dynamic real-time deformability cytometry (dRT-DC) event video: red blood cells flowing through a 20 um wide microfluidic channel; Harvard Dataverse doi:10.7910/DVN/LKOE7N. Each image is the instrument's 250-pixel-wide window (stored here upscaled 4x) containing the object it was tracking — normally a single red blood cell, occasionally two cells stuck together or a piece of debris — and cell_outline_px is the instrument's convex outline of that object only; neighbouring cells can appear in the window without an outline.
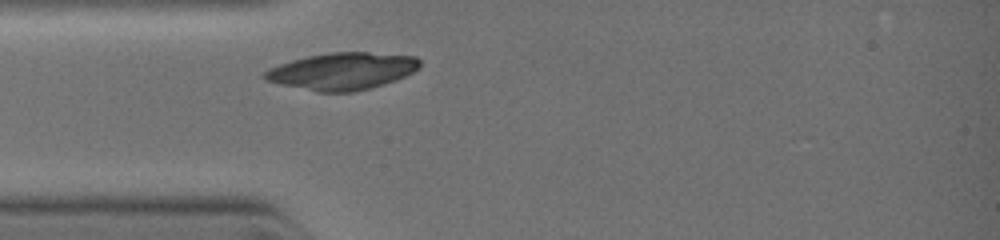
{"species": "common noctule bat (a hibernating species)", "species_latin": "Nyctalus noctula", "temperature_condition": "warm", "stored_images_in_passage": 1, "camera_frame_rate_fps": 3000, "um_per_image_px": 0.085, "animal": {"sex": "female", "body_mass_g": 19.0, "forearm_length_mm": 51.5}, "frame": {"image": 1, "passage_image": 1, "time_ms": 0.0, "image_size_px": [1000, 240], "cell_outline_px": [[420, 68], [396, 80], [384, 84], [352, 92], [316, 92], [280, 84], [264, 80], [260, 76], [264, 72], [280, 64], [292, 60], [308, 56], [328, 52], [368, 52], [416, 56], [420, 60]], "centroid_in_image_um": [29.09, 6.05], "position_along_channel_um": 55.9, "area_um2": 33.52}}